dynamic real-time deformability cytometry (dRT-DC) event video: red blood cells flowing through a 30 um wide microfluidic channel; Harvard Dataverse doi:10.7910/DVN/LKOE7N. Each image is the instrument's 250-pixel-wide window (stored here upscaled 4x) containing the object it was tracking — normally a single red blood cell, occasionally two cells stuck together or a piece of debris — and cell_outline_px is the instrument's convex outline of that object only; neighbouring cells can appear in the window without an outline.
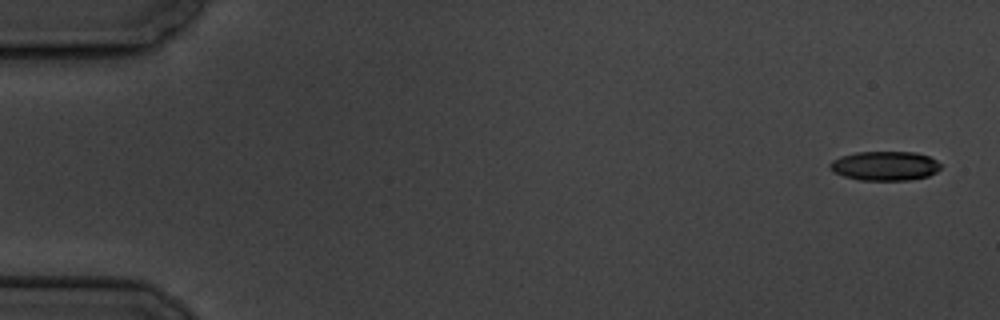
{"species": "common noctule bat (a hibernating species)", "species_latin": "Nyctalus noctula", "temperature_condition": "cold", "stored_images_in_passage": 6, "segment_of_instrument_passage": [1, 2], "camera_frame_rate_fps": 3000, "um_per_image_px": 0.085, "animal": {"sex": "male", "body_mass_g": 19.5, "forearm_length_mm": 54.6}, "frame": {"image": 1, "passage_image": 1, "time_ms": 0.0, "image_size_px": [1000, 320], "cell_outline_px": [[940, 168], [936, 172], [928, 176], [908, 180], [860, 180], [844, 176], [832, 172], [828, 164], [832, 160], [840, 156], [856, 152], [916, 152], [928, 156], [936, 160], [940, 164]], "centroid_in_image_um": [75.18, 14.09], "position_along_channel_um": 9.8, "area_um2": 18.96}}
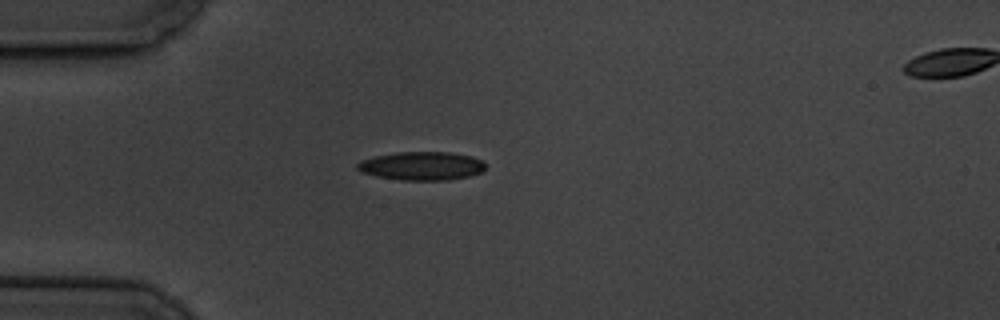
{"frame": {"image": 2, "passage_image": 5, "time_ms": 4.667, "image_size_px": [1000, 320], "cell_outline_px": [[484, 172], [468, 176], [448, 180], [400, 180], [376, 176], [364, 172], [356, 168], [356, 164], [360, 160], [376, 156], [396, 152], [448, 152], [472, 156], [480, 160], [484, 164]], "centroid_in_image_um": [35.84, 14.1], "position_along_channel_um": 49.2, "area_um2": 21.21}}